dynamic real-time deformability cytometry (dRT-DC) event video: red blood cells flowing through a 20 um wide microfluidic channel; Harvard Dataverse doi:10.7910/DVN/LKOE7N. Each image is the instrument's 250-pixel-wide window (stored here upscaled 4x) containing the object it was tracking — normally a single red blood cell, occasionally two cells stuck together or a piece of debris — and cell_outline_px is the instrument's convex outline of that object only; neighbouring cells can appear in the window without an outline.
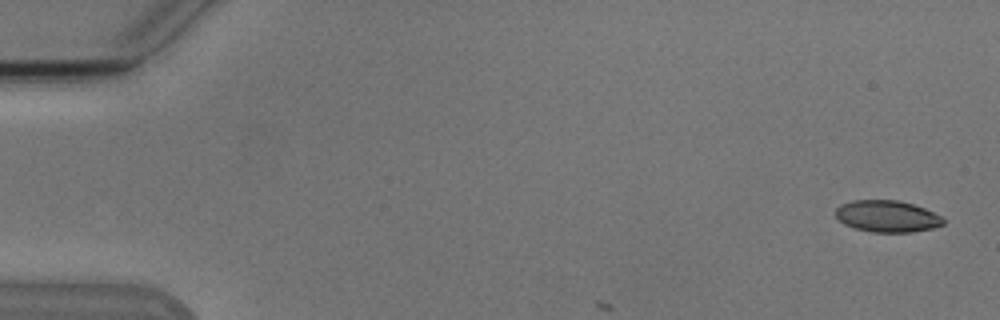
{"species": "Egyptian fruit bat (a non-hibernating species)", "species_latin": "Rousettus aegyptiacus", "temperature_condition": "cold", "stored_images_in_passage": 3, "camera_frame_rate_fps": 3000, "um_per_image_px": 0.085, "animal": {"sex": "male"}, "frame": {"image": 1, "passage_image": 1, "time_ms": 0.0, "image_size_px": [1000, 320], "cell_outline_px": [[944, 224], [932, 228], [912, 232], [872, 232], [856, 228], [844, 224], [836, 216], [836, 208], [840, 204], [852, 200], [900, 200], [924, 208], [940, 216], [944, 220]], "centroid_in_image_um": [75.39, 18.37], "position_along_channel_um": 9.6, "area_um2": 19.77}}